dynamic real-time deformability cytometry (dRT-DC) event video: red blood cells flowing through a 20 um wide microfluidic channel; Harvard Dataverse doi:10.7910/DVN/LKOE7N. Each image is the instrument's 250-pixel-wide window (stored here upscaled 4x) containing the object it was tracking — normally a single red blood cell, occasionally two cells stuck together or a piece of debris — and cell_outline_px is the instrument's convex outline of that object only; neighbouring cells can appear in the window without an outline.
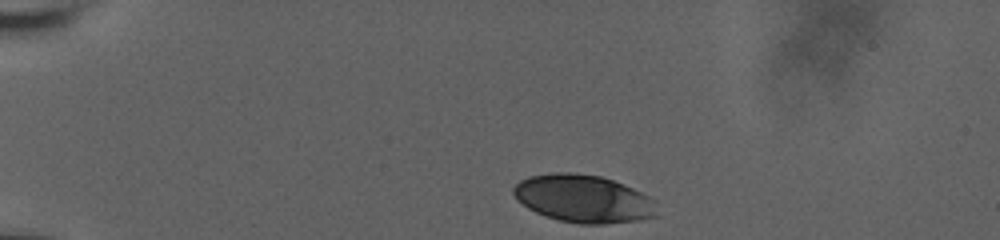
{"species": "human", "species_latin": "Homo sapiens", "temperature_condition": "room temperature", "stored_images_in_passage": 10, "camera_frame_rate_fps": 3000, "um_per_image_px": 0.085, "donor": {"sex": "male"}, "frame": {"image": 1, "passage_image": 1, "time_ms": 0.0, "image_size_px": [1000, 240], "cell_outline_px": [[660, 216], [640, 220], [604, 224], [580, 224], [560, 220], [544, 216], [528, 208], [516, 200], [512, 192], [512, 188], [520, 180], [528, 176], [552, 172], [572, 172], [600, 176], [612, 180], [632, 188], [648, 196], [652, 200]], "centroid_in_image_um": [49.56, 16.89], "position_along_channel_um": 35.4, "area_um2": 40.11}}
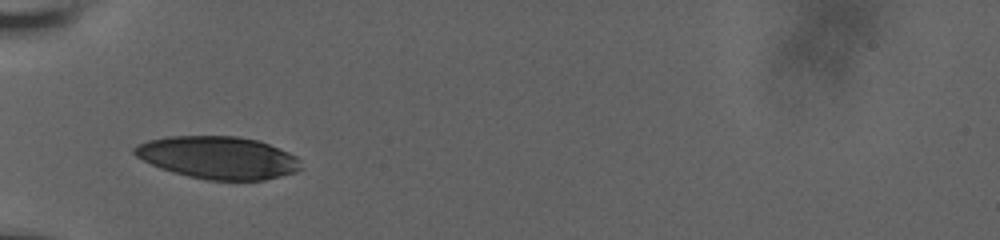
{"frame": {"image": 2, "passage_image": 7, "time_ms": 2.667, "image_size_px": [1000, 240], "cell_outline_px": [[304, 168], [296, 172], [264, 180], [208, 180], [188, 176], [172, 172], [160, 168], [136, 156], [132, 152], [132, 148], [136, 144], [148, 140], [168, 136], [236, 136], [256, 140], [268, 144], [288, 152], [296, 156], [300, 160]], "centroid_in_image_um": [18.54, 13.4], "position_along_channel_um": 66.5, "area_um2": 41.33}}
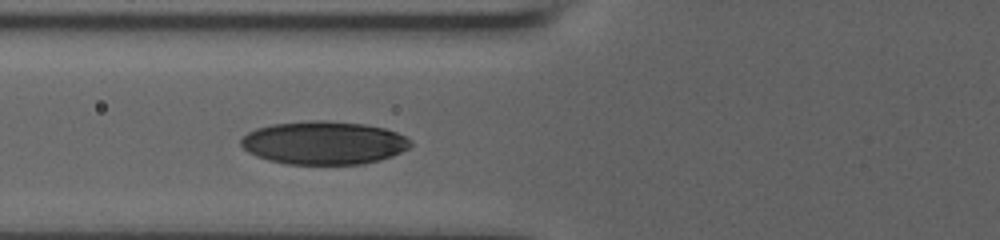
{"frame": {"image": 3, "passage_image": 10, "time_ms": 3.667, "image_size_px": [1000, 240], "cell_outline_px": [[412, 144], [408, 148], [392, 156], [380, 160], [364, 164], [284, 164], [268, 160], [256, 156], [248, 152], [240, 144], [240, 140], [248, 132], [256, 128], [272, 124], [312, 120], [324, 120], [364, 124], [384, 128], [396, 132], [412, 140]], "centroid_in_image_um": [27.52, 12.14], "position_along_channel_um": 98.3, "area_um2": 42.83}}